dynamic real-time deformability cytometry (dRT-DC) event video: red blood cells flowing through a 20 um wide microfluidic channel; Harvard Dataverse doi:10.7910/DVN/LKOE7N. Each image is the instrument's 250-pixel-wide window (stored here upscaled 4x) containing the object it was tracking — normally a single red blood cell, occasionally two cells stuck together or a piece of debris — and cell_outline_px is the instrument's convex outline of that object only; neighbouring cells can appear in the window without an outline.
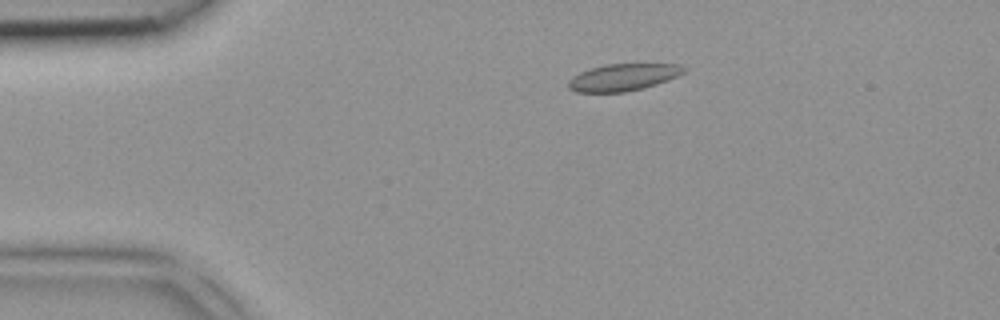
{"species": "common noctule bat (a hibernating species)", "species_latin": "Nyctalus noctula", "temperature_condition": "room temperature", "stored_images_in_passage": 2, "camera_frame_rate_fps": 3000, "um_per_image_px": 0.085, "animal": {"sex": "female", "body_mass_g": 18.4}, "frame": {"image": 1, "passage_image": 2, "time_ms": 0.333, "image_size_px": [1000, 320], "cell_outline_px": [[688, 68], [684, 72], [668, 80], [656, 84], [624, 92], [576, 92], [568, 88], [568, 80], [580, 72], [604, 64], [680, 64]], "centroid_in_image_um": [52.96, 6.56], "position_along_channel_um": 32.0, "area_um2": 18.03}}